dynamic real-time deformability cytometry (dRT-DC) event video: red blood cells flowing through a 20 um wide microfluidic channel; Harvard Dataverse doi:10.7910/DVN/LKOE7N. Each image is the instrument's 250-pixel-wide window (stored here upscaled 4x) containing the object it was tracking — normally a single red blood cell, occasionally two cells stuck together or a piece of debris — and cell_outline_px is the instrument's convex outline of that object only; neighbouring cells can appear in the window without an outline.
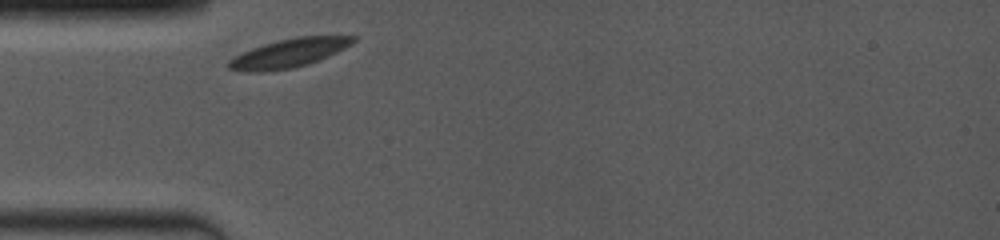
{"species": "common noctule bat (a hibernating species)", "species_latin": "Nyctalus noctula", "temperature_condition": "room temperature", "stored_images_in_passage": 3, "camera_frame_rate_fps": 4000, "um_per_image_px": 0.085, "animal": {"sex": "female", "body_mass_g": 19.0, "forearm_length_mm": 53.3}, "frame": {"image": 1, "passage_image": 1, "time_ms": 0.0, "image_size_px": [1000, 240], "cell_outline_px": [[356, 40], [352, 44], [328, 56], [308, 64], [292, 68], [264, 72], [240, 72], [228, 68], [228, 60], [232, 56], [252, 48], [264, 44], [296, 36], [356, 36]], "centroid_in_image_um": [24.51, 4.52], "position_along_channel_um": 60.5, "area_um2": 20.87}}
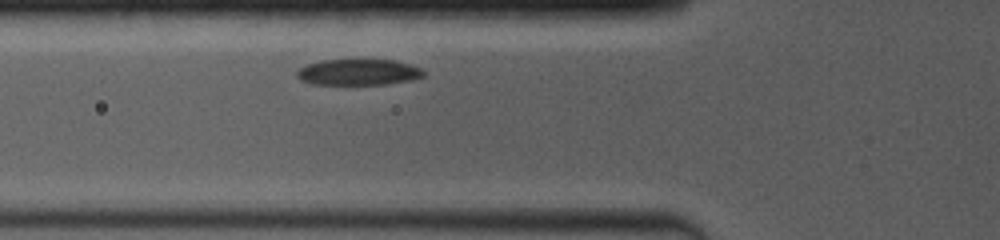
{"frame": {"image": 2, "passage_image": 3, "time_ms": 1.0, "image_size_px": [1000, 240], "cell_outline_px": [[424, 76], [412, 80], [384, 84], [312, 84], [300, 80], [296, 76], [296, 72], [300, 68], [308, 64], [324, 60], [396, 60], [420, 68], [424, 72]], "centroid_in_image_um": [30.45, 6.14], "position_along_channel_um": 95.3, "area_um2": 19.07}}